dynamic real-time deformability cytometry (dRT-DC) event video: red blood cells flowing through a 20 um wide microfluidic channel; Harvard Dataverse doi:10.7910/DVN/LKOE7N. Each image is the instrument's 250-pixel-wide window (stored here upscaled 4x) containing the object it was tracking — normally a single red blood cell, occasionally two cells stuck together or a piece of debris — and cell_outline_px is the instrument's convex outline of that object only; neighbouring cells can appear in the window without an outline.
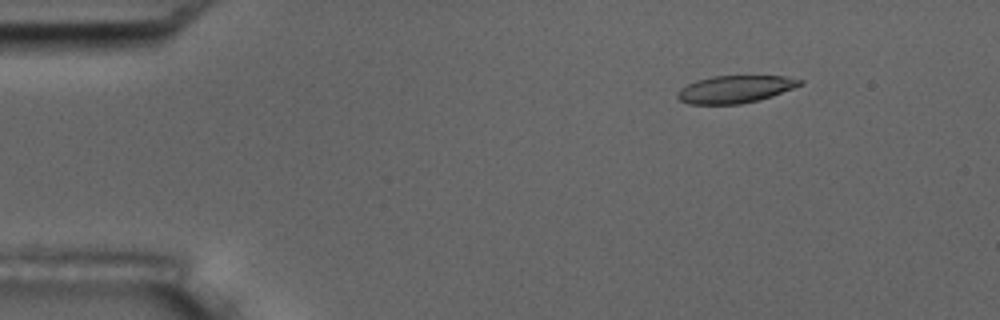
{"species": "common noctule bat (a hibernating species)", "species_latin": "Nyctalus noctula", "temperature_condition": "room temperature", "stored_images_in_passage": 5, "camera_frame_rate_fps": 3000, "um_per_image_px": 0.085, "animal": {"sex": "male", "body_mass_g": 17.5, "forearm_length_mm": 52.3}, "frame": {"image": 1, "passage_image": 3, "time_ms": 2.333, "image_size_px": [1000, 320], "cell_outline_px": [[804, 84], [772, 96], [760, 100], [740, 104], [688, 104], [680, 100], [676, 96], [676, 92], [680, 88], [696, 80], [712, 76], [784, 76], [804, 80]], "centroid_in_image_um": [62.48, 7.58], "position_along_channel_um": 22.5, "area_um2": 19.71}}